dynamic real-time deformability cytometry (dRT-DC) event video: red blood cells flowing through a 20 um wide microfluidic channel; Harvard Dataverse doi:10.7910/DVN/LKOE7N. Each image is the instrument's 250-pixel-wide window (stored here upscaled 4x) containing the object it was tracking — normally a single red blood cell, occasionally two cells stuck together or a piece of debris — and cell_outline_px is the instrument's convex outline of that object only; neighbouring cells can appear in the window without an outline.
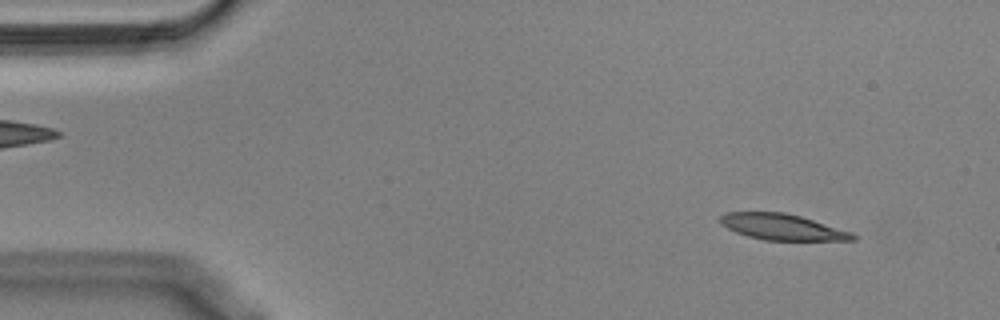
{"species": "Egyptian fruit bat (a non-hibernating species)", "species_latin": "Rousettus aegyptiacus", "temperature_condition": "cold", "stored_images_in_passage": 55, "camera_frame_rate_fps": 3000, "um_per_image_px": 0.085, "animal": {"sex": "male"}, "frame": {"image": 1, "passage_image": 5, "time_ms": 1.333, "image_size_px": [1000, 320], "cell_outline_px": [[856, 240], [764, 240], [748, 236], [736, 232], [720, 224], [720, 216], [724, 212], [784, 212], [800, 216], [852, 232], [856, 236]], "centroid_in_image_um": [66.47, 19.29], "position_along_channel_um": 18.5, "area_um2": 19.94}}
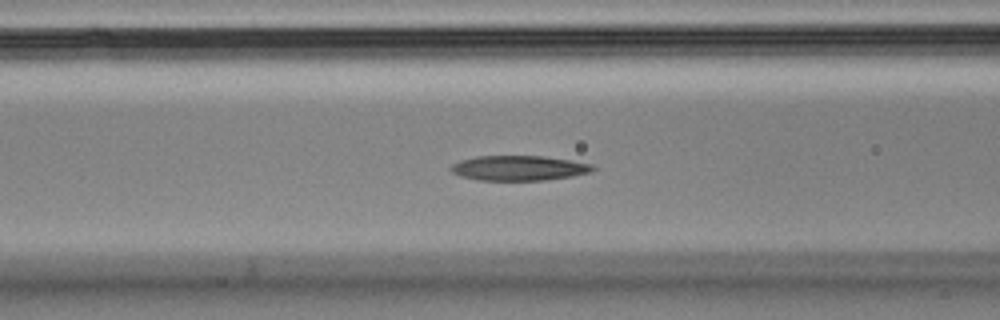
{"frame": {"image": 2, "passage_image": 21, "time_ms": 6.667, "image_size_px": [1000, 320], "cell_outline_px": [[596, 168], [592, 172], [572, 176], [544, 180], [476, 180], [460, 176], [452, 172], [448, 168], [452, 164], [460, 160], [476, 156], [544, 156], [592, 164]], "centroid_in_image_um": [44.07, 14.28], "position_along_channel_um": 122.5, "area_um2": 20.69}}
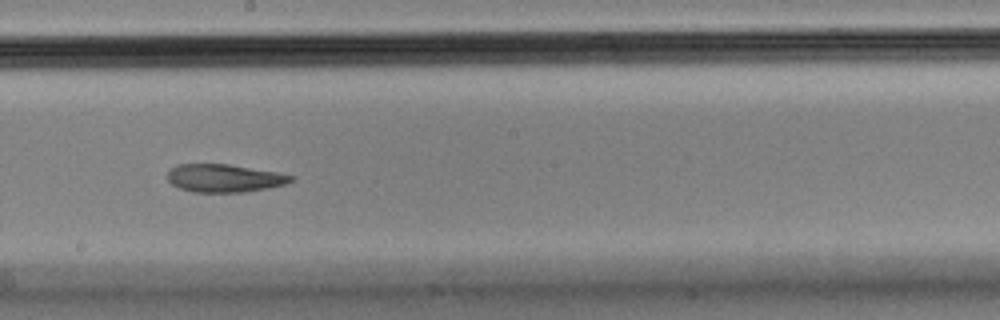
{"frame": {"image": 3, "passage_image": 30, "time_ms": 9.667, "image_size_px": [1000, 320], "cell_outline_px": [[296, 176], [292, 180], [284, 184], [268, 188], [244, 192], [192, 192], [180, 188], [172, 184], [168, 180], [168, 172], [176, 164], [228, 164], [276, 172]], "centroid_in_image_um": [19.06, 15.14], "position_along_channel_um": 229.1, "area_um2": 20.0}, "authors_computed_cell_mechanics": {"area_um2": 21.2704, "velocity_mm_per_s": 3.5544, "shape_relaxation_time_tau1_ms": null, "shape_relaxation_time_tau2_ms": 7.7386, "deformation_change_tau1": null, "deformation_change_tau2": 0.1647}}